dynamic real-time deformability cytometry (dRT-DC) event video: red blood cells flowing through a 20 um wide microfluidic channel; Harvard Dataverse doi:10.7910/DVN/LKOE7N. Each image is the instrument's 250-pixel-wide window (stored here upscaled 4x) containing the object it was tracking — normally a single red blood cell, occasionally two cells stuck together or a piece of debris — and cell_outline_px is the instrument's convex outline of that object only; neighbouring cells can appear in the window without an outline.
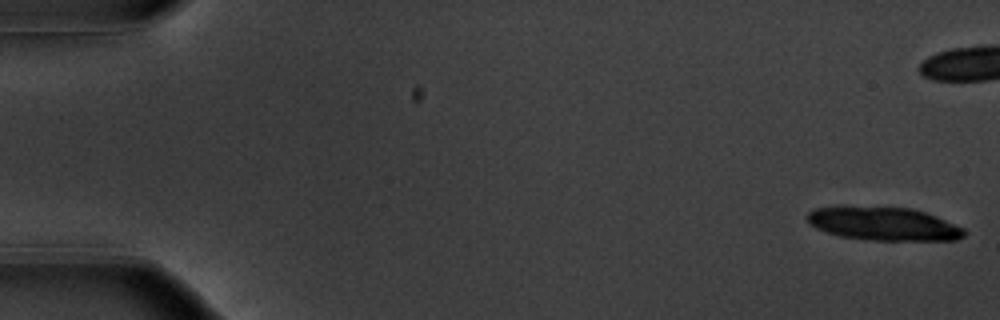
{"species": "common noctule bat (a hibernating species)", "species_latin": "Nyctalus noctula", "temperature_condition": "warm", "stored_images_in_passage": 13, "camera_frame_rate_fps": 3000, "um_per_image_px": 0.085, "animal": {"sex": "male", "body_mass_g": 20.1, "forearm_length_mm": 53.5}, "frame": {"image": 1, "passage_image": 1, "time_ms": 0.0, "image_size_px": [1000, 320], "cell_outline_px": [[968, 232], [964, 236], [956, 240], [872, 240], [840, 236], [816, 228], [808, 224], [804, 216], [808, 212], [816, 208], [840, 204], [844, 204], [912, 208], [936, 216], [964, 228]], "centroid_in_image_um": [75.03, 18.98], "position_along_channel_um": 10.0, "area_um2": 31.39}}